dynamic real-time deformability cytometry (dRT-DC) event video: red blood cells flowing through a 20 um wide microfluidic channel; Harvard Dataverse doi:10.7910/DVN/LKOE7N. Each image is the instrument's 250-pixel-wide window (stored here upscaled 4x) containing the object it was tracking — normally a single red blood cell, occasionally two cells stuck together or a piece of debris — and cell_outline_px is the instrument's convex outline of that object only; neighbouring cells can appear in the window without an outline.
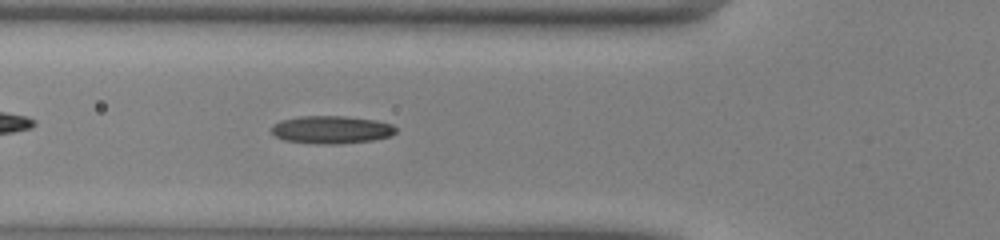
{"species": "common noctule bat (a hibernating species)", "species_latin": "Nyctalus noctula", "temperature_condition": "warm", "stored_images_in_passage": 36, "camera_frame_rate_fps": 3000, "um_per_image_px": 0.085, "animal": {"sex": "male", "body_mass_g": 13.0, "forearm_length_mm": 53.1}, "frame": {"image": 1, "passage_image": 6, "time_ms": 1.667, "image_size_px": [1000, 240], "cell_outline_px": [[396, 132], [392, 136], [372, 140], [336, 144], [320, 144], [284, 140], [276, 136], [272, 132], [272, 124], [280, 120], [300, 116], [344, 116], [376, 120], [392, 124], [396, 128]], "centroid_in_image_um": [28.18, 11.02], "position_along_channel_um": 97.6, "area_um2": 20.17}}
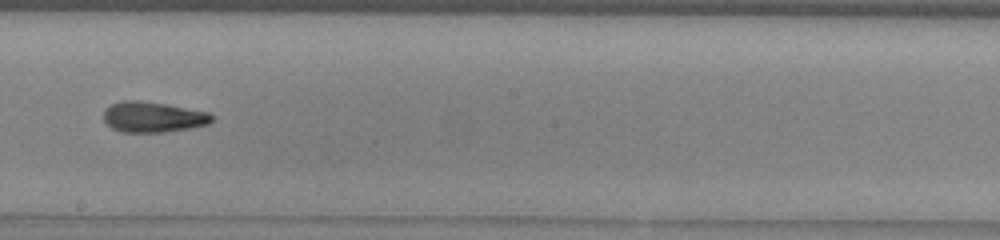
{"frame": {"image": 2, "passage_image": 16, "time_ms": 5.0, "image_size_px": [1000, 240], "cell_outline_px": [[216, 116], [208, 124], [192, 128], [164, 132], [120, 132], [112, 128], [104, 120], [104, 108], [112, 104], [124, 100], [140, 100], [164, 104], [208, 112]], "centroid_in_image_um": [13.01, 9.95], "position_along_channel_um": 235.2, "area_um2": 19.31}}
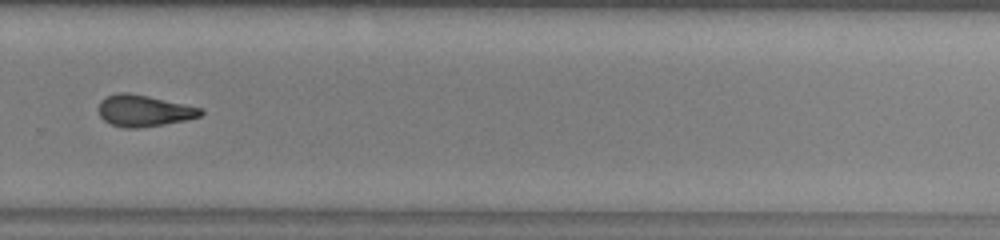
{"frame": {"image": 3, "passage_image": 22, "time_ms": 7.0, "image_size_px": [1000, 240], "cell_outline_px": [[204, 112], [200, 116], [184, 120], [136, 128], [124, 128], [112, 124], [104, 120], [100, 116], [100, 100], [104, 96], [116, 92], [128, 92], [148, 96], [184, 104], [200, 108]], "centroid_in_image_um": [12.18, 9.39], "position_along_channel_um": 317.6, "area_um2": 18.44}, "authors_computed_cell_mechanics": {"area_um2": 18.9584, "velocity_mm_per_s": 4.1246, "shape_relaxation_time_tau1_ms": null, "shape_relaxation_time_tau2_ms": 4.6831, "deformation_change_tau1": null, "deformation_change_tau2": 0.1575}}